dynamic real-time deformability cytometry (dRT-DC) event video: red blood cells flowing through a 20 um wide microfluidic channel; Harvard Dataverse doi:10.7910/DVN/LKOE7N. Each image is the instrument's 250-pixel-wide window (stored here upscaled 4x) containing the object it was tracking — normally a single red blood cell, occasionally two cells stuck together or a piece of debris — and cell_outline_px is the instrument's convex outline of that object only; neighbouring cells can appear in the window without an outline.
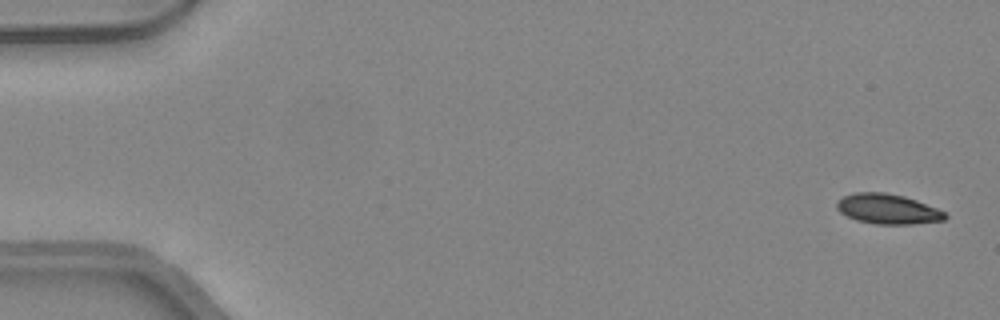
{"species": "common noctule bat (a hibernating species)", "species_latin": "Nyctalus noctula", "temperature_condition": "warm", "stored_images_in_passage": 47, "camera_frame_rate_fps": 3000, "um_per_image_px": 0.085, "animal": {"sex": "female", "body_mass_g": 24.6, "forearm_length_mm": 56.2}, "frame": {"image": 1, "passage_image": 1, "time_ms": 0.0, "image_size_px": [1000, 320], "cell_outline_px": [[948, 216], [944, 220], [912, 224], [876, 224], [856, 220], [840, 212], [836, 208], [836, 204], [844, 196], [852, 192], [884, 192], [904, 196], [916, 200], [936, 208], [944, 212]], "centroid_in_image_um": [75.44, 17.76], "position_along_channel_um": 9.6, "area_um2": 18.84}}
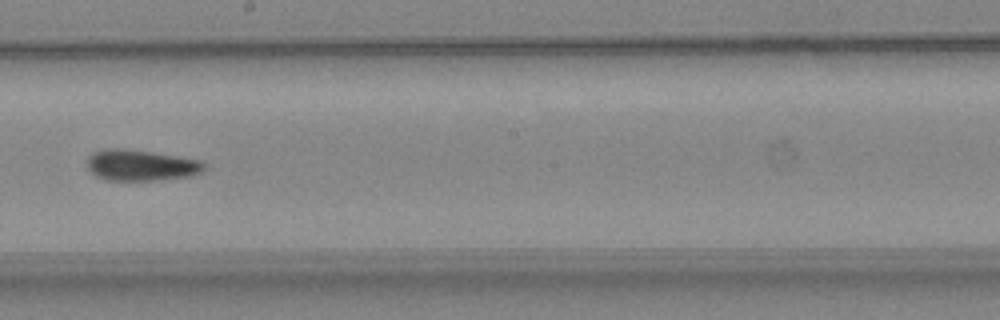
{"frame": {"image": 2, "passage_image": 27, "time_ms": 8.667, "image_size_px": [1000, 320], "cell_outline_px": [[208, 168], [204, 172], [192, 176], [160, 180], [104, 180], [96, 176], [88, 168], [88, 156], [92, 152], [104, 148], [120, 148], [152, 152], [180, 156], [200, 160], [208, 164]], "centroid_in_image_um": [12.05, 14.04], "position_along_channel_um": 236.2, "area_um2": 21.62}}
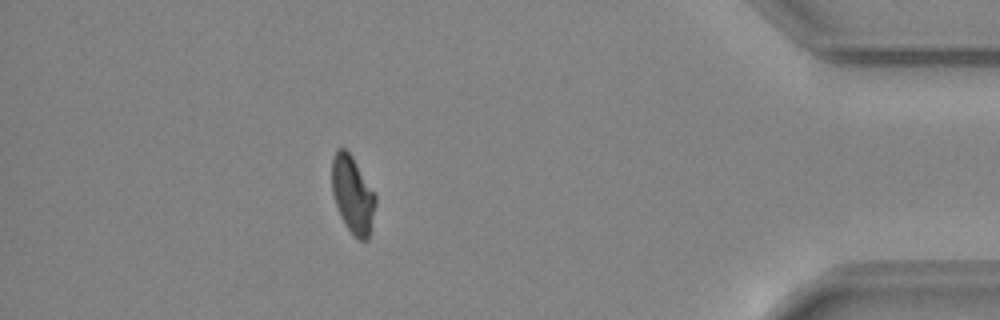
{"frame": {"image": 3, "passage_image": 42, "time_ms": 13.667, "image_size_px": [1000, 320], "cell_outline_px": [[376, 204], [368, 240], [360, 240], [348, 228], [340, 216], [332, 192], [332, 160], [336, 148], [344, 148], [352, 156], [376, 196]], "centroid_in_image_um": [29.97, 16.53], "position_along_channel_um": 405.2, "area_um2": 19.31}, "authors_computed_cell_mechanics": {"area_um2": 20.519, "velocity_mm_per_s": 4.3344, "shape_relaxation_time_tau1_ms": 7.8487, "shape_relaxation_time_tau2_ms": 6.7418, "deformation_change_tau1": 0.1727, "deformation_change_tau2": 0.1318}}